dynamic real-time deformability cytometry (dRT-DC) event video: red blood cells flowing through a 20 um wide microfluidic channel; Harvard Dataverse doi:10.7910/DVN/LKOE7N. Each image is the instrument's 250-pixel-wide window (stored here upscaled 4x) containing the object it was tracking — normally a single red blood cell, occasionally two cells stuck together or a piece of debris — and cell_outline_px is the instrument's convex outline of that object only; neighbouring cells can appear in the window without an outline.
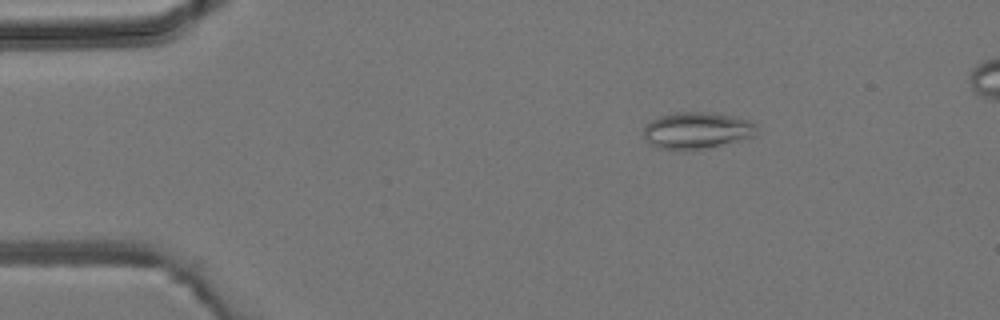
{"species": "common noctule bat (a hibernating species)", "species_latin": "Nyctalus noctula", "temperature_condition": "room temperature", "stored_images_in_passage": 7, "camera_frame_rate_fps": 3000, "um_per_image_px": 0.085, "animal": {"sex": "male", "body_mass_g": 19.2, "forearm_length_mm": 51.8}, "frame": {"image": 1, "passage_image": 3, "time_ms": 2.333, "image_size_px": [1000, 320], "cell_outline_px": [[756, 128], [752, 136], [704, 148], [684, 152], [656, 148], [644, 140], [644, 124], [660, 116], [676, 112], [716, 112], [736, 116], [748, 120], [756, 124]], "centroid_in_image_um": [59.14, 11.09], "position_along_channel_um": 25.9, "area_um2": 24.39}}
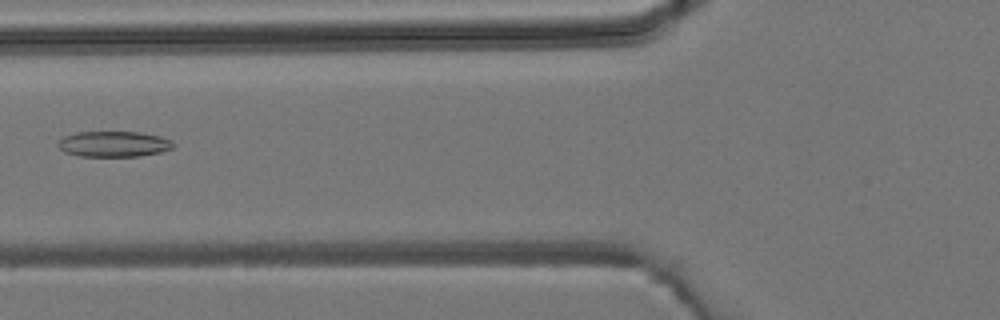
{"frame": {"image": 2, "passage_image": 6, "time_ms": 6.0, "image_size_px": [1000, 320], "cell_outline_px": [[176, 144], [172, 148], [160, 152], [140, 156], [80, 156], [64, 152], [56, 144], [64, 136], [76, 132], [140, 132], [160, 136], [172, 140]], "centroid_in_image_um": [9.68, 12.24], "position_along_channel_um": 116.1, "area_um2": 17.28}}
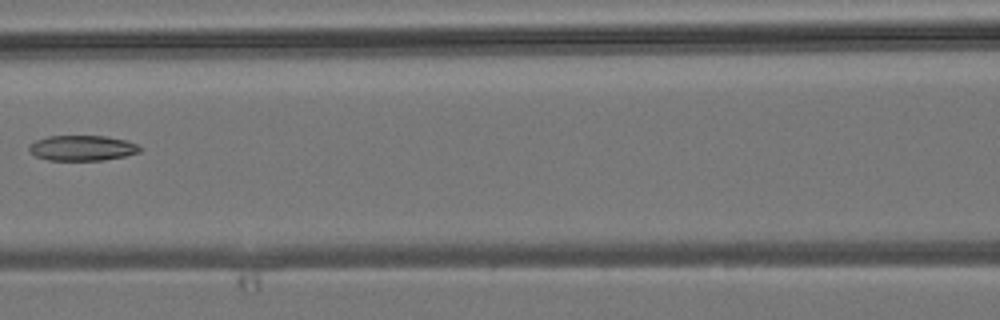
{"frame": {"image": 3, "passage_image": 7, "time_ms": 7.0, "image_size_px": [1000, 320], "cell_outline_px": [[140, 152], [124, 156], [104, 160], [48, 160], [36, 156], [28, 148], [36, 140], [48, 136], [104, 136], [124, 140], [136, 144], [140, 148]], "centroid_in_image_um": [6.99, 12.58], "position_along_channel_um": 159.6, "area_um2": 16.07}}